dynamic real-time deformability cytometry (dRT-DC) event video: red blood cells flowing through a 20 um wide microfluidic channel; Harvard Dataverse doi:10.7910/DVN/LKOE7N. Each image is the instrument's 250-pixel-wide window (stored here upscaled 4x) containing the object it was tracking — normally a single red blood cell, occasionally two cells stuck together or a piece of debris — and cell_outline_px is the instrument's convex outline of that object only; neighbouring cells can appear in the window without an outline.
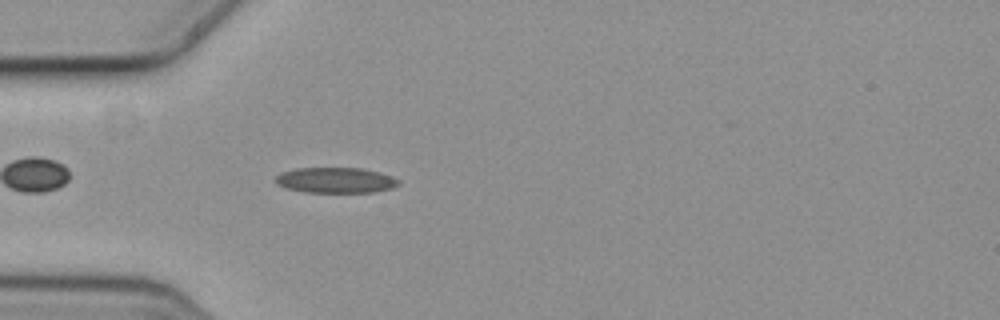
{"species": "common noctule bat (a hibernating species)", "species_latin": "Nyctalus noctula", "temperature_condition": "cold", "stored_images_in_passage": 4, "camera_frame_rate_fps": 3000, "um_per_image_px": 0.085, "animal": {"sex": "female", "body_mass_g": 19.3, "forearm_length_mm": 54.1}, "frame": {"image": 1, "passage_image": 4, "time_ms": 1.0, "image_size_px": [1000, 320], "cell_outline_px": [[400, 184], [392, 188], [372, 192], [304, 192], [284, 188], [276, 184], [272, 180], [280, 172], [296, 168], [360, 168], [380, 172], [392, 176], [400, 180]], "centroid_in_image_um": [28.48, 15.32], "position_along_channel_um": 56.5, "area_um2": 18.55}}